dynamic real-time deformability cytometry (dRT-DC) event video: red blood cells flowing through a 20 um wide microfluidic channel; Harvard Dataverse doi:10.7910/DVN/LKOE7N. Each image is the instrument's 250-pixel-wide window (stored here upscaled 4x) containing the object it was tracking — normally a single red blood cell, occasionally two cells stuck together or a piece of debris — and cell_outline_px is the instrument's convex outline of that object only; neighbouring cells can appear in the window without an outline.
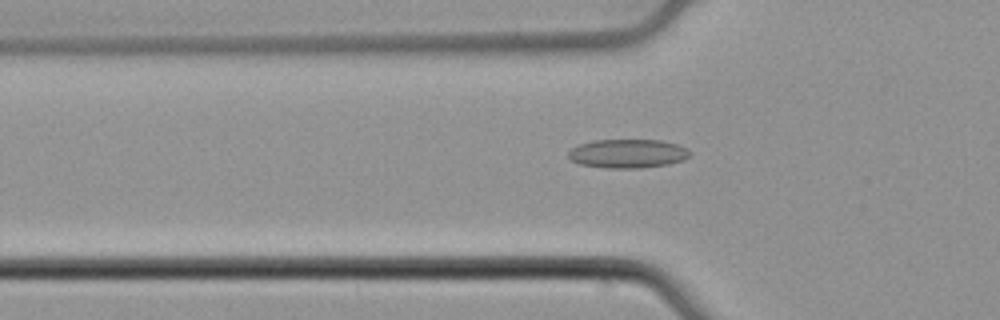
{"species": "common noctule bat (a hibernating species)", "species_latin": "Nyctalus noctula", "temperature_condition": "cold", "stored_images_in_passage": 50, "camera_frame_rate_fps": 3000, "um_per_image_px": 0.085, "animal": {"sex": "male", "body_mass_g": 21.5, "forearm_length_mm": 52.0}, "frame": {"image": 1, "passage_image": 15, "time_ms": 4.667, "image_size_px": [1000, 320], "cell_outline_px": [[692, 152], [684, 160], [668, 164], [640, 168], [604, 168], [580, 164], [572, 160], [568, 156], [568, 152], [572, 148], [580, 144], [596, 140], [660, 140], [676, 144], [688, 148]], "centroid_in_image_um": [53.38, 13.06], "position_along_channel_um": 72.4, "area_um2": 20.4}}
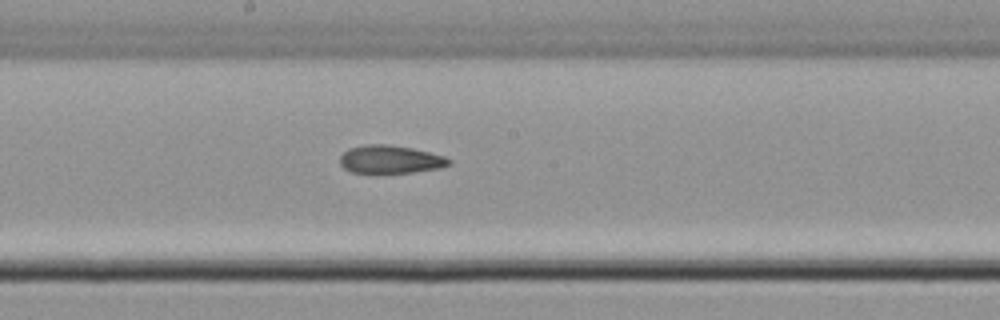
{"frame": {"image": 2, "passage_image": 26, "time_ms": 8.333, "image_size_px": [1000, 320], "cell_outline_px": [[452, 164], [440, 168], [412, 172], [372, 176], [352, 172], [344, 168], [340, 164], [340, 156], [348, 148], [364, 144], [388, 144], [412, 148], [444, 156], [452, 160]], "centroid_in_image_um": [33.13, 13.59], "position_along_channel_um": 215.1, "area_um2": 18.61}}
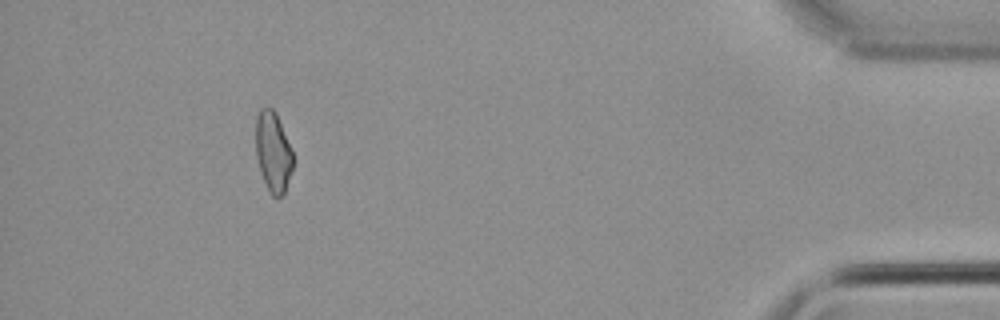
{"frame": {"image": 3, "passage_image": 46, "time_ms": 15.0, "image_size_px": [1000, 320], "cell_outline_px": [[292, 168], [284, 192], [276, 200], [272, 196], [260, 172], [256, 156], [256, 116], [260, 108], [272, 108], [276, 112], [292, 152]], "centroid_in_image_um": [23.19, 12.9], "position_along_channel_um": 412.0, "area_um2": 17.11}, "authors_computed_cell_mechanics": {"area_um2": 18.8139, "velocity_mm_per_s": 3.89, "shape_relaxation_time_tau1_ms": null, "shape_relaxation_time_tau2_ms": 5.2837, "deformation_change_tau1": null, "deformation_change_tau2": 0.1259}}